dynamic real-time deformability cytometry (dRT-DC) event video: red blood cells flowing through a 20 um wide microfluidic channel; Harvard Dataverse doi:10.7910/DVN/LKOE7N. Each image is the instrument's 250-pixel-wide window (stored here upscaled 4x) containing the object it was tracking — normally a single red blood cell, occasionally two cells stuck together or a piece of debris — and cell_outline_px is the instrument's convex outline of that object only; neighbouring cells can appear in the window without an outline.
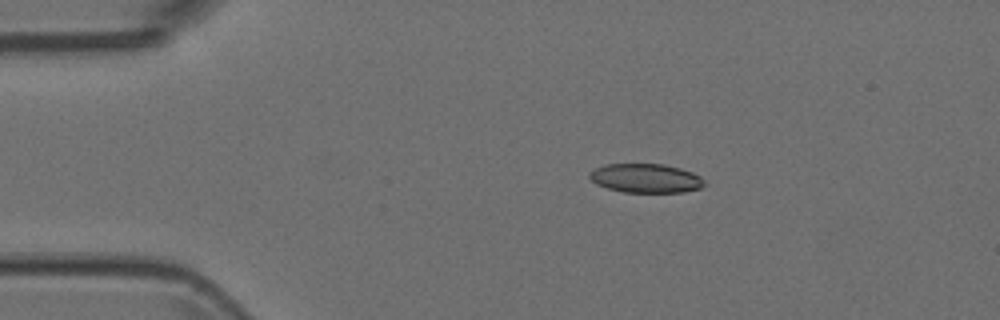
{"species": "Egyptian fruit bat (a non-hibernating species)", "species_latin": "Rousettus aegyptiacus", "temperature_condition": "room temperature", "stored_images_in_passage": 3, "camera_frame_rate_fps": 3000, "um_per_image_px": 0.085, "animal": {"sex": "female"}, "frame": {"image": 1, "passage_image": 1, "time_ms": 0.0, "image_size_px": [1000, 320], "cell_outline_px": [[704, 184], [700, 188], [684, 192], [624, 192], [608, 188], [596, 184], [588, 176], [588, 172], [604, 164], [664, 164], [680, 168], [692, 172], [700, 176], [704, 180]], "centroid_in_image_um": [54.88, 15.14], "position_along_channel_um": 30.1, "area_um2": 19.42}}